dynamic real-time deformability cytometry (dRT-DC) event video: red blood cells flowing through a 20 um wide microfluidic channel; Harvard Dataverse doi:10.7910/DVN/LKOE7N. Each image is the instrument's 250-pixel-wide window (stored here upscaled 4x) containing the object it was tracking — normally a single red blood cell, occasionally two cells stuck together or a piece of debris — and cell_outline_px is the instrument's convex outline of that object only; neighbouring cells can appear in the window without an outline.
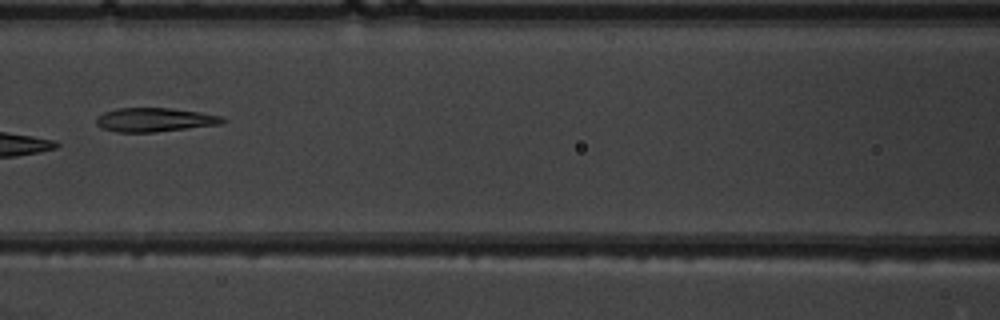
{"species": "common noctule bat (a hibernating species)", "species_latin": "Nyctalus noctula", "temperature_condition": "warm", "stored_images_in_passage": 6, "camera_frame_rate_fps": 3000, "um_per_image_px": 0.085, "animal": {"sex": "male", "body_mass_g": 19.5, "forearm_length_mm": 54.6}, "frame": {"image": 1, "passage_image": 6, "time_ms": 6.333, "image_size_px": [1000, 320], "cell_outline_px": [[224, 120], [220, 124], [156, 132], [116, 132], [100, 128], [96, 124], [96, 116], [104, 112], [116, 108], [168, 108], [200, 112], [220, 116]], "centroid_in_image_um": [13.06, 10.18], "position_along_channel_um": 153.5, "area_um2": 17.51}}